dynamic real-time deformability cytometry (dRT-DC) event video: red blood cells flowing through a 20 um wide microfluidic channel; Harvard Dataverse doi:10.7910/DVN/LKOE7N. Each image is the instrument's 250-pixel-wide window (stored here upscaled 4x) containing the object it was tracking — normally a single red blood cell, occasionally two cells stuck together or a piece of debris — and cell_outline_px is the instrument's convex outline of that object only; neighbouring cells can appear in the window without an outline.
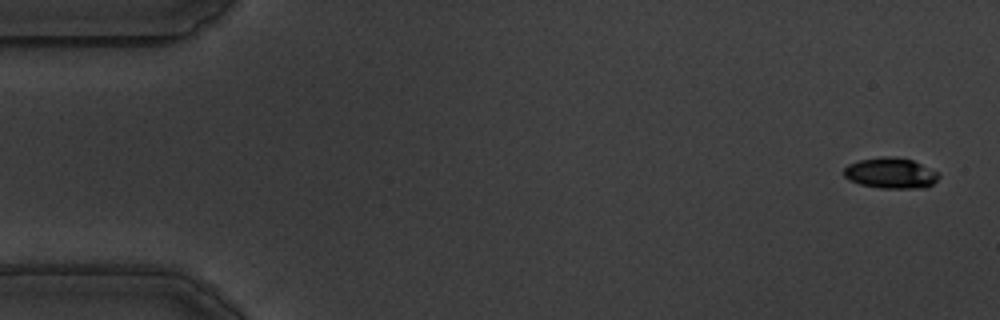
{"species": "common noctule bat (a hibernating species)", "species_latin": "Nyctalus noctula", "temperature_condition": "warm", "stored_images_in_passage": 58, "camera_frame_rate_fps": 3000, "um_per_image_px": 0.085, "animal": {"sex": "male", "body_mass_g": 19.5, "forearm_length_mm": 54.6}, "frame": {"image": 1, "passage_image": 3, "time_ms": 0.667, "image_size_px": [1000, 320], "cell_outline_px": [[940, 176], [932, 184], [924, 188], [880, 188], [860, 184], [848, 180], [844, 176], [844, 168], [848, 164], [860, 160], [884, 156], [892, 156], [912, 160], [936, 172]], "centroid_in_image_um": [75.67, 14.72], "position_along_channel_um": 9.3, "area_um2": 16.82}}
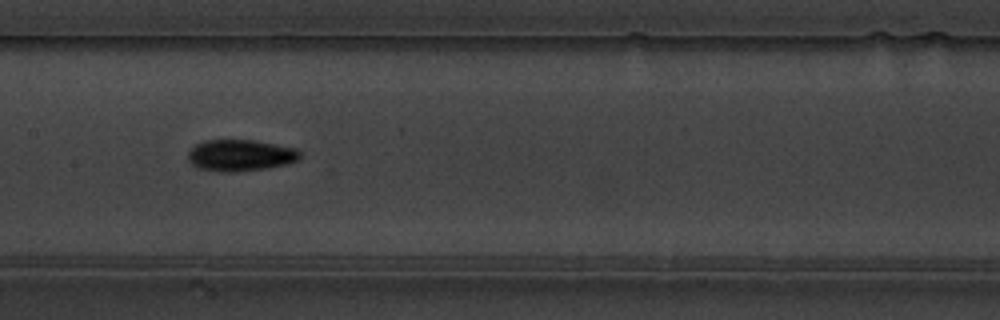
{"frame": {"image": 2, "passage_image": 29, "time_ms": 9.333, "image_size_px": [1000, 320], "cell_outline_px": [[300, 156], [296, 160], [288, 164], [268, 168], [236, 172], [224, 172], [200, 168], [192, 164], [188, 160], [188, 152], [196, 144], [204, 140], [252, 140], [276, 144], [296, 148], [300, 152]], "centroid_in_image_um": [20.44, 13.2], "position_along_channel_um": 187.0, "area_um2": 20.52}}
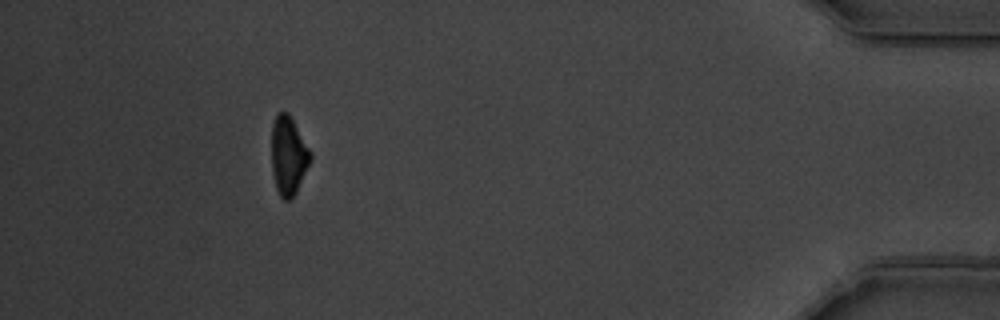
{"frame": {"image": 3, "passage_image": 53, "time_ms": 17.333, "image_size_px": [1000, 320], "cell_outline_px": [[312, 156], [296, 192], [288, 200], [284, 200], [280, 196], [276, 188], [272, 172], [272, 124], [276, 116], [280, 112], [288, 112], [312, 152]], "centroid_in_image_um": [24.51, 13.21], "position_along_channel_um": 410.7, "area_um2": 17.57}, "authors_computed_cell_mechanics": {"area_um2": 18.2937, "velocity_mm_per_s": 3.5501, "shape_relaxation_time_tau1_ms": 2.2974, "shape_relaxation_time_tau2_ms": 9.8629, "deformation_change_tau1": 0.1377, "deformation_change_tau2": 0.1301}}